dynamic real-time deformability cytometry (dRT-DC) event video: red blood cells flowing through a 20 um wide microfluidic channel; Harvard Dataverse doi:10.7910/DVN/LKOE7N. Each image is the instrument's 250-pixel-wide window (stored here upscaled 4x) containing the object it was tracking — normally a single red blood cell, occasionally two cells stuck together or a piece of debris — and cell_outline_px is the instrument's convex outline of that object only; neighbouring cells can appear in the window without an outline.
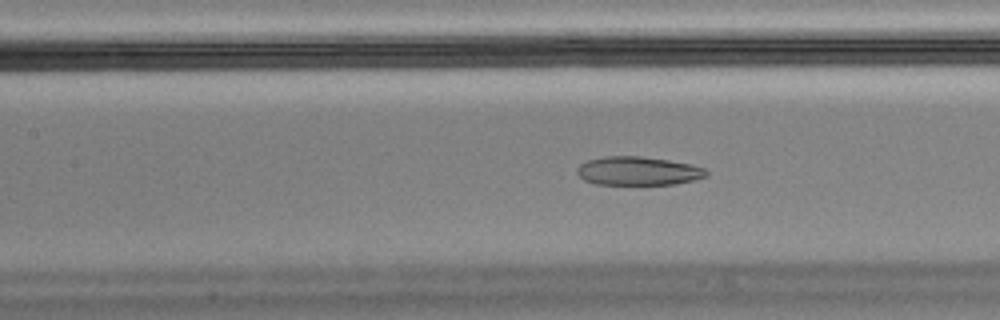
{"species": "Egyptian fruit bat (a non-hibernating species)", "species_latin": "Rousettus aegyptiacus", "temperature_condition": "cold", "stored_images_in_passage": 55, "camera_frame_rate_fps": 3000, "um_per_image_px": 0.085, "animal": {"sex": "male"}, "frame": {"image": 1, "passage_image": 24, "time_ms": 7.667, "image_size_px": [1000, 320], "cell_outline_px": [[708, 176], [676, 184], [596, 184], [584, 180], [576, 172], [576, 168], [580, 164], [588, 160], [604, 156], [640, 156], [668, 160], [692, 164], [704, 168], [708, 172]], "centroid_in_image_um": [54.23, 14.53], "position_along_channel_um": 153.2, "area_um2": 21.56}, "authors_computed_cell_mechanics": {"area_um2": 23.409, "velocity_mm_per_s": 3.5823, "shape_relaxation_time_tau1_ms": null, "shape_relaxation_time_tau2_ms": 1.546, "deformation_change_tau1": null, "deformation_change_tau2": 0.0607}}